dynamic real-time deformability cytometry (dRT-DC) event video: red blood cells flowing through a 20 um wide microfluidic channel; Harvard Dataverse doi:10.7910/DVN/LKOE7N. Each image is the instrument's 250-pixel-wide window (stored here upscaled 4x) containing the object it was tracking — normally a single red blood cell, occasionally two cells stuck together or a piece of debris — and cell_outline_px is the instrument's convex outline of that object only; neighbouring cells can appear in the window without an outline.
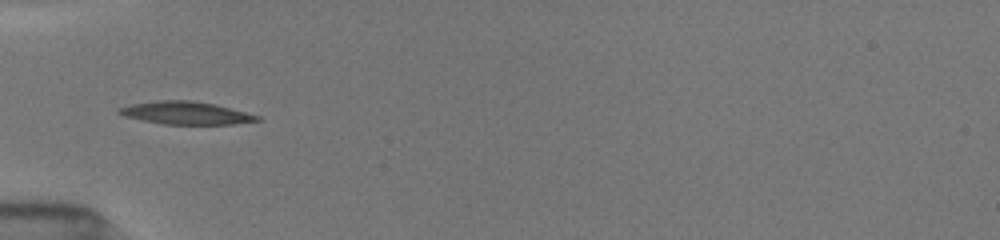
{"species": "common noctule bat (a hibernating species)", "species_latin": "Nyctalus noctula", "temperature_condition": "room temperature", "stored_images_in_passage": 10, "camera_frame_rate_fps": 3000, "um_per_image_px": 0.085, "animal": {"sex": "female", "body_mass_g": 19.5, "forearm_length_mm": 54.1}, "frame": {"image": 1, "passage_image": 1, "time_ms": 0.0, "image_size_px": [1000, 240], "cell_outline_px": [[260, 120], [232, 124], [164, 124], [124, 116], [116, 112], [116, 108], [132, 104], [160, 100], [192, 100], [212, 104], [260, 116]], "centroid_in_image_um": [15.74, 9.6], "position_along_channel_um": 69.3, "area_um2": 17.98}}
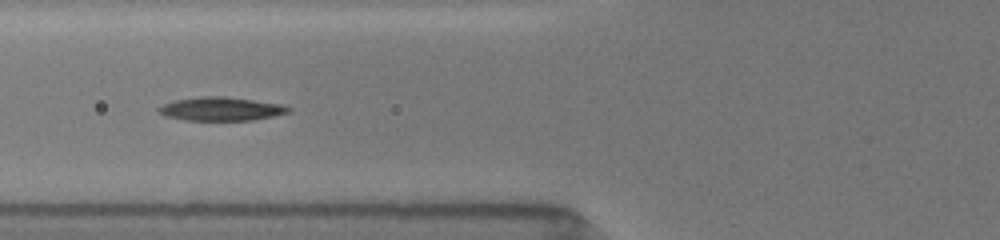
{"frame": {"image": 2, "passage_image": 9, "time_ms": 1.0, "image_size_px": [1000, 240], "cell_outline_px": [[292, 112], [252, 120], [188, 120], [164, 116], [156, 108], [164, 104], [176, 100], [200, 96], [224, 96], [284, 104], [292, 108]], "centroid_in_image_um": [18.84, 9.25], "position_along_channel_um": 107.0, "area_um2": 17.86}}